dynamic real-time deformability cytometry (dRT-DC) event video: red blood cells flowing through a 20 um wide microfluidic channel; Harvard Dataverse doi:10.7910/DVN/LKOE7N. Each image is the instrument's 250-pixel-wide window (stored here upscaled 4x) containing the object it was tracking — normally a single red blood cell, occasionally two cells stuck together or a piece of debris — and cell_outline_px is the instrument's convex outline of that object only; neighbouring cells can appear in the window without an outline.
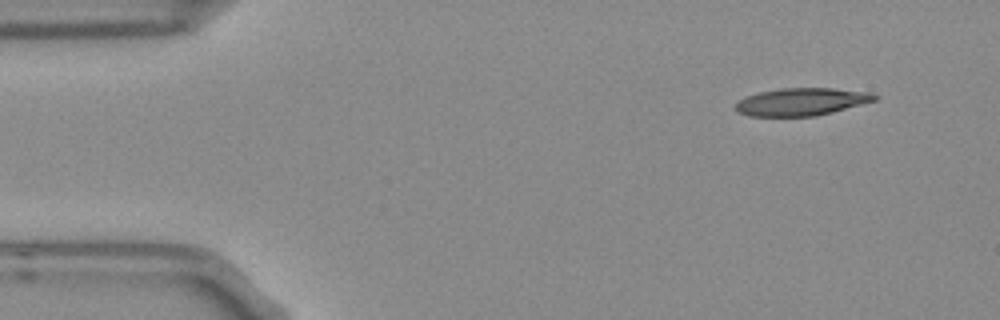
{"species": "Egyptian fruit bat (a non-hibernating species)", "species_latin": "Rousettus aegyptiacus", "temperature_condition": "room temperature", "stored_images_in_passage": 5, "segment_of_instrument_passage": [1, 2], "camera_frame_rate_fps": 3000, "um_per_image_px": 0.085, "frame": {"image": 1, "passage_image": 1, "time_ms": 0.0, "image_size_px": [1000, 320], "cell_outline_px": [[880, 96], [876, 100], [832, 112], [816, 116], [748, 116], [736, 112], [732, 108], [740, 100], [748, 96], [760, 92], [780, 88], [832, 88], [872, 92]], "centroid_in_image_um": [68.13, 8.65], "position_along_channel_um": 16.9, "area_um2": 22.43}}
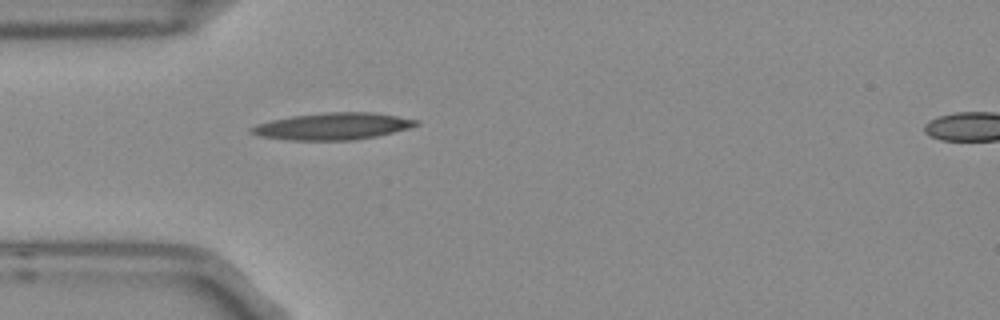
{"frame": {"image": 2, "passage_image": 4, "time_ms": 1.0, "image_size_px": [1000, 320], "cell_outline_px": [[420, 124], [408, 128], [376, 136], [352, 140], [288, 140], [260, 136], [248, 132], [248, 128], [256, 124], [272, 120], [292, 116], [328, 112], [372, 112], [420, 120]], "centroid_in_image_um": [28.26, 10.73], "position_along_channel_um": 56.7, "area_um2": 25.72}}